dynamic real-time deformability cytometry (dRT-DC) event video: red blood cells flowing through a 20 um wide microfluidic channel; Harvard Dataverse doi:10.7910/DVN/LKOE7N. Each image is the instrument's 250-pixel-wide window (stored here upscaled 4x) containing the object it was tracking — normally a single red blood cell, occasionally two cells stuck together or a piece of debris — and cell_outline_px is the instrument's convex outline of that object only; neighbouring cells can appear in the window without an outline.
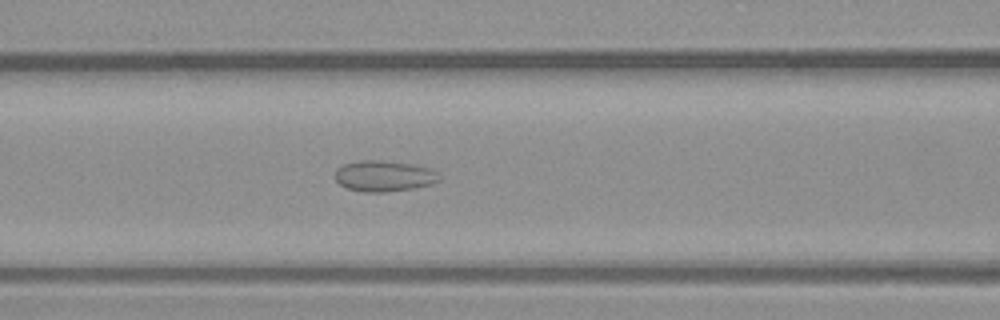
{"species": "common noctule bat (a hibernating species)", "species_latin": "Nyctalus noctula", "temperature_condition": "warm", "stored_images_in_passage": 54, "camera_frame_rate_fps": 3000, "um_per_image_px": 0.085, "animal": {"sex": "male", "body_mass_g": 23.1, "forearm_length_mm": 52.7}, "frame": {"image": 1, "passage_image": 22, "time_ms": 7.0, "image_size_px": [1000, 320], "cell_outline_px": [[440, 180], [432, 184], [416, 188], [384, 192], [364, 192], [348, 188], [340, 184], [336, 180], [336, 168], [344, 164], [360, 160], [380, 160], [416, 164], [432, 168], [440, 176]], "centroid_in_image_um": [32.69, 14.95], "position_along_channel_um": 133.9, "area_um2": 18.96}}
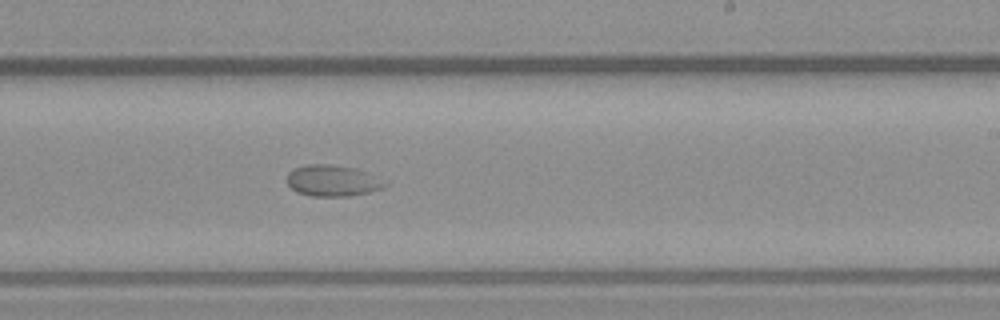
{"frame": {"image": 2, "passage_image": 32, "time_ms": 10.333, "image_size_px": [1000, 320], "cell_outline_px": [[388, 184], [384, 188], [352, 196], [312, 196], [296, 192], [288, 184], [288, 172], [292, 168], [304, 164], [328, 164], [356, 168]], "centroid_in_image_um": [28.21, 15.36], "position_along_channel_um": 260.8, "area_um2": 17.69}}
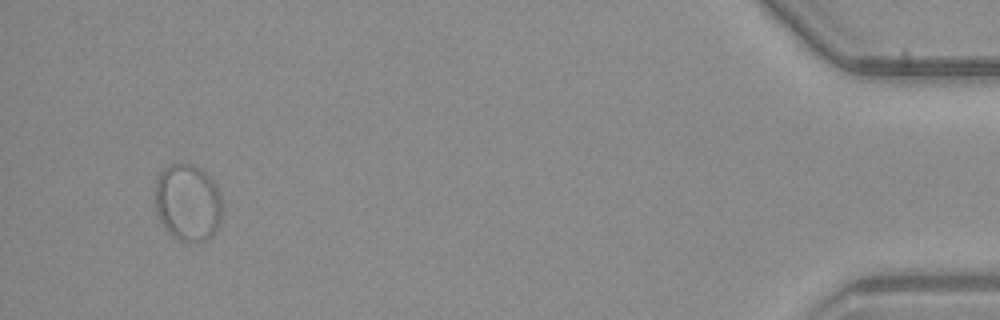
{"frame": {"image": 3, "passage_image": 51, "time_ms": 16.667, "image_size_px": [1000, 320], "cell_outline_px": [[220, 220], [212, 236], [208, 240], [188, 244], [176, 240], [164, 228], [156, 212], [156, 180], [160, 172], [164, 168], [180, 160], [184, 160], [200, 168], [212, 180], [220, 196]], "centroid_in_image_um": [15.93, 17.23], "position_along_channel_um": 419.3, "area_um2": 30.52}}